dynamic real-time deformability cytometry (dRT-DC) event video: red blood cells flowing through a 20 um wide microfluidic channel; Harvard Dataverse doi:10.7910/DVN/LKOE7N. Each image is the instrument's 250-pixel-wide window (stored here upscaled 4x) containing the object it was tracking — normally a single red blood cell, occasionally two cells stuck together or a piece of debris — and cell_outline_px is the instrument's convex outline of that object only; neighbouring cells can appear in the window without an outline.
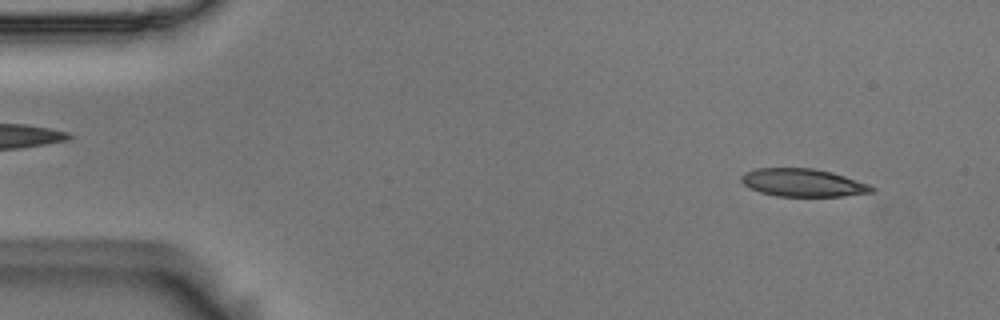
{"species": "Egyptian fruit bat (a non-hibernating species)", "species_latin": "Rousettus aegyptiacus", "temperature_condition": "room temperature", "stored_images_in_passage": 54, "camera_frame_rate_fps": 3000, "um_per_image_px": 0.085, "animal": {"sex": "male"}, "frame": {"image": 1, "passage_image": 4, "time_ms": 1.0, "image_size_px": [1000, 320], "cell_outline_px": [[876, 188], [872, 192], [840, 196], [776, 196], [760, 192], [748, 188], [740, 180], [740, 176], [744, 172], [756, 168], [812, 168], [832, 172], [868, 184]], "centroid_in_image_um": [68.19, 15.52], "position_along_channel_um": 16.8, "area_um2": 21.15}}
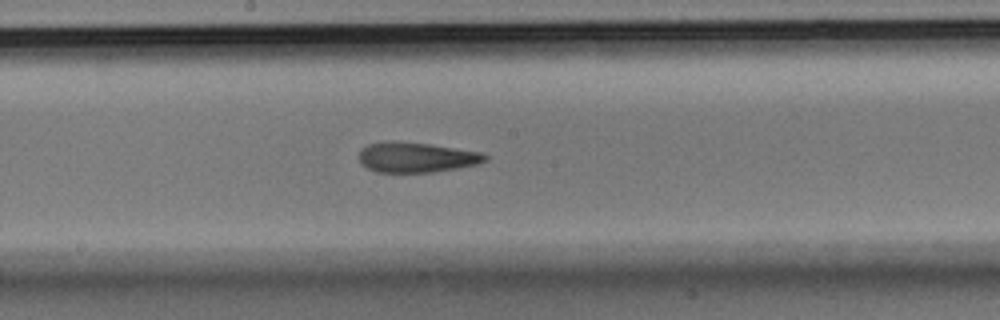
{"frame": {"image": 2, "passage_image": 28, "time_ms": 9.0, "image_size_px": [1000, 320], "cell_outline_px": [[488, 160], [476, 164], [436, 172], [376, 172], [360, 164], [360, 148], [368, 144], [388, 140], [396, 140], [428, 144], [480, 152], [488, 156]], "centroid_in_image_um": [35.34, 13.36], "position_along_channel_um": 212.9, "area_um2": 22.2}}
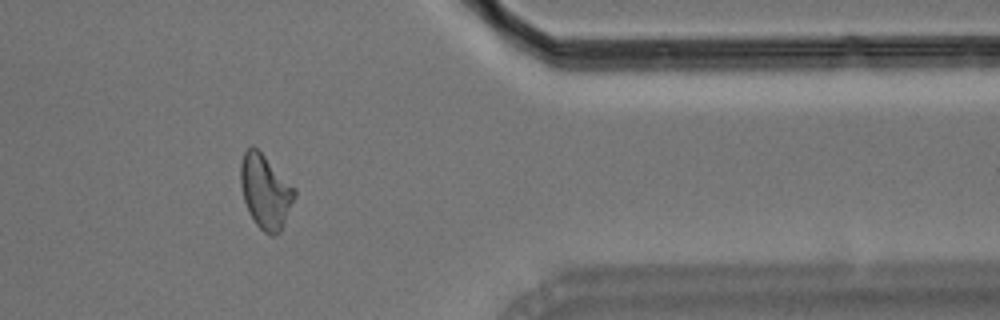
{"frame": {"image": 3, "passage_image": 44, "time_ms": 14.333, "image_size_px": [1000, 320], "cell_outline_px": [[296, 196], [280, 232], [272, 236], [268, 236], [256, 224], [248, 212], [244, 200], [240, 184], [240, 164], [244, 152], [252, 144], [296, 188]], "centroid_in_image_um": [22.56, 16.3], "position_along_channel_um": 388.8, "area_um2": 23.24}, "authors_computed_cell_mechanics": {"area_um2": 22.5709, "velocity_mm_per_s": 3.6546, "shape_relaxation_time_tau1_ms": 5.6816, "shape_relaxation_time_tau2_ms": 2.4936, "deformation_change_tau1": 0.1858, "deformation_change_tau2": 0.116}}